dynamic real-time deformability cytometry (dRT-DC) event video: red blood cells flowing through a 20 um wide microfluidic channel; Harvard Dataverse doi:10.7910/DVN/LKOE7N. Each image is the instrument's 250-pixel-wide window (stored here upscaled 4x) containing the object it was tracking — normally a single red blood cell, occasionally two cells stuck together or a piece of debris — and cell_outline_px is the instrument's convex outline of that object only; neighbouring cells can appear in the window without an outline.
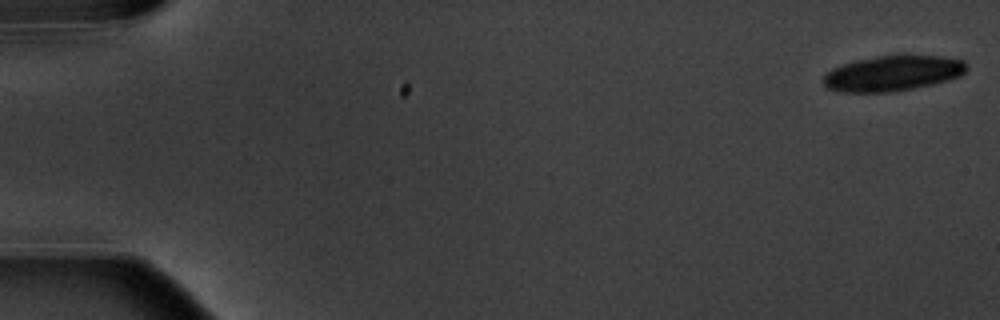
{"species": "common noctule bat (a hibernating species)", "species_latin": "Nyctalus noctula", "temperature_condition": "warm", "stored_images_in_passage": 7, "camera_frame_rate_fps": 3000, "um_per_image_px": 0.085, "animal": {"sex": "male", "body_mass_g": 20.1, "forearm_length_mm": 53.5}, "frame": {"image": 1, "passage_image": 1, "time_ms": 0.0, "image_size_px": [1000, 320], "cell_outline_px": [[968, 68], [960, 76], [948, 80], [932, 84], [892, 92], [840, 92], [828, 88], [824, 84], [824, 76], [832, 68], [856, 60], [876, 56], [900, 52], [940, 56], [964, 60], [968, 64]], "centroid_in_image_um": [75.93, 6.19], "position_along_channel_um": 9.1, "area_um2": 30.23}}